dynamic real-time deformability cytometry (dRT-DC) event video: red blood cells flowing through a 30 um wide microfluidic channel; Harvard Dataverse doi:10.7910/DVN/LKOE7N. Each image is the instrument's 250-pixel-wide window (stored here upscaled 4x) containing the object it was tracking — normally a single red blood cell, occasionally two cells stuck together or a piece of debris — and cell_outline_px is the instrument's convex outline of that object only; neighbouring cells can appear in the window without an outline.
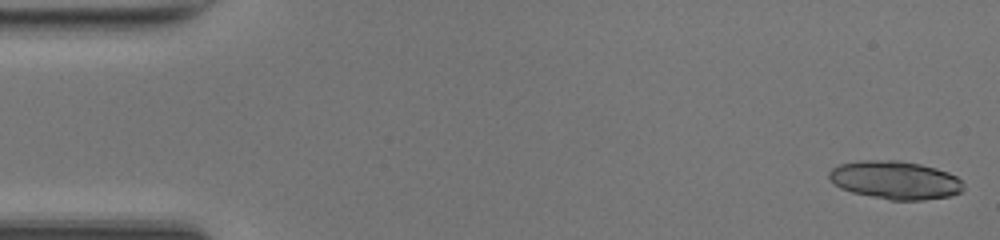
{"species": "common noctule bat (a hibernating species)", "species_latin": "Nyctalus noctula", "temperature_condition": "room temperature", "stored_images_in_passage": 25, "camera_frame_rate_fps": 3000, "um_per_image_px": 0.085, "animal": {"sex": "female", "body_mass_g": 17.0, "forearm_length_mm": 48.0}, "frame": {"image": 1, "passage_image": 1, "time_ms": 0.0, "image_size_px": [1000, 240], "cell_outline_px": [[964, 188], [960, 192], [948, 196], [924, 200], [888, 200], [852, 192], [840, 188], [828, 176], [828, 172], [832, 168], [840, 164], [860, 160], [900, 160], [920, 164], [936, 168], [948, 172], [956, 176], [964, 184]], "centroid_in_image_um": [76.09, 15.3], "position_along_channel_um": 8.9, "area_um2": 29.94}}
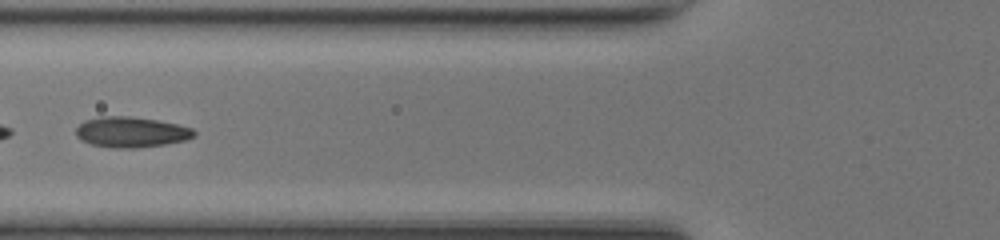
{"frame": {"image": 2, "passage_image": 19, "time_ms": 6.0, "image_size_px": [1000, 240], "cell_outline_px": [[196, 136], [184, 140], [164, 144], [136, 148], [108, 148], [92, 144], [80, 140], [76, 136], [76, 128], [84, 120], [100, 116], [128, 116], [156, 120], [176, 124], [192, 128], [196, 132]], "centroid_in_image_um": [11.11, 11.23], "position_along_channel_um": 114.7, "area_um2": 21.04}}